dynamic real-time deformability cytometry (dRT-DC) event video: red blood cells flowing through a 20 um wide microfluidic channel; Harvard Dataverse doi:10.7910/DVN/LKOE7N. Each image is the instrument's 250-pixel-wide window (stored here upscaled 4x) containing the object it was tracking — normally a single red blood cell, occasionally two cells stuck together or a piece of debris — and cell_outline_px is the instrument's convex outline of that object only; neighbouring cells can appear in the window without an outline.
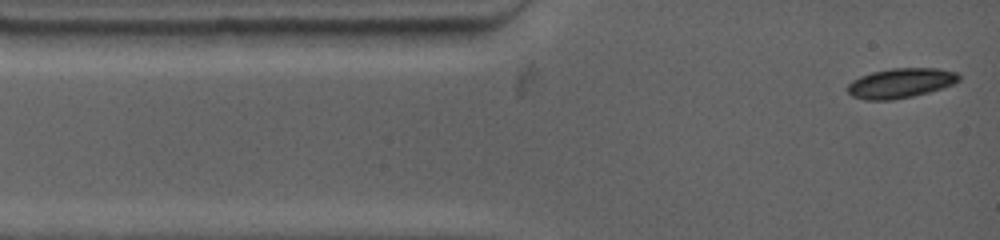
{"species": "common noctule bat (a hibernating species)", "species_latin": "Nyctalus noctula", "temperature_condition": "warm", "stored_images_in_passage": 42, "camera_frame_rate_fps": 4500, "um_per_image_px": 0.085, "animal": {"sex": "female", "body_mass_g": 19.0, "forearm_length_mm": 53.3}, "frame": {"image": 1, "passage_image": 1, "time_ms": 0.0, "image_size_px": [1000, 240], "cell_outline_px": [[960, 80], [952, 84], [928, 92], [912, 96], [892, 100], [864, 100], [852, 96], [848, 92], [848, 84], [852, 80], [860, 76], [872, 72], [892, 68], [936, 68], [956, 72], [960, 76]], "centroid_in_image_um": [76.52, 7.06], "position_along_channel_um": 8.5, "area_um2": 19.19}}
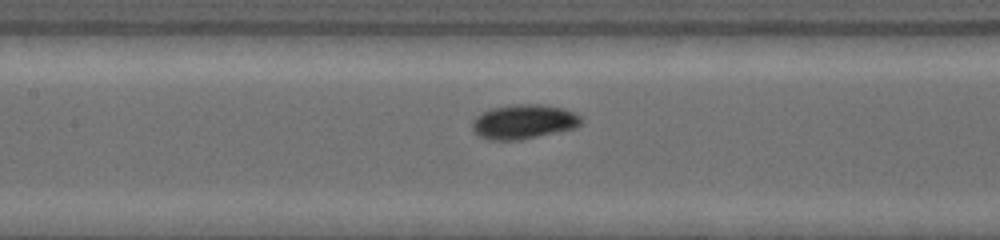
{"frame": {"image": 2, "passage_image": 22, "time_ms": 5.111, "image_size_px": [1000, 240], "cell_outline_px": [[584, 120], [576, 128], [520, 140], [488, 140], [480, 136], [472, 128], [472, 120], [476, 116], [492, 108], [516, 104], [544, 104], [564, 108], [580, 116]], "centroid_in_image_um": [44.54, 10.34], "position_along_channel_um": 162.9, "area_um2": 21.91}}
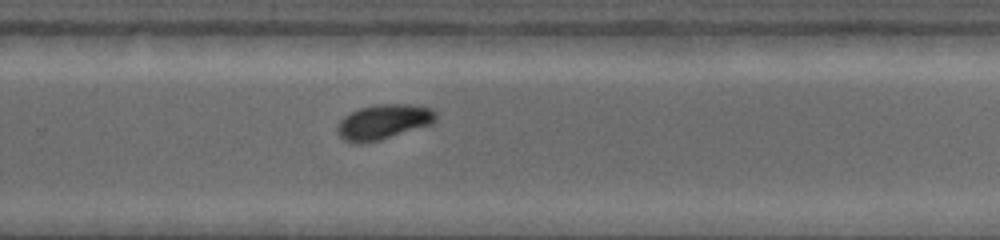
{"frame": {"image": 3, "passage_image": 41, "time_ms": 8.667, "image_size_px": [1000, 240], "cell_outline_px": [[436, 120], [432, 124], [380, 140], [360, 144], [356, 144], [344, 140], [336, 132], [336, 124], [344, 116], [360, 108], [376, 104], [412, 104], [432, 108], [436, 112]], "centroid_in_image_um": [32.58, 10.36], "position_along_channel_um": 297.2, "area_um2": 20.29}}